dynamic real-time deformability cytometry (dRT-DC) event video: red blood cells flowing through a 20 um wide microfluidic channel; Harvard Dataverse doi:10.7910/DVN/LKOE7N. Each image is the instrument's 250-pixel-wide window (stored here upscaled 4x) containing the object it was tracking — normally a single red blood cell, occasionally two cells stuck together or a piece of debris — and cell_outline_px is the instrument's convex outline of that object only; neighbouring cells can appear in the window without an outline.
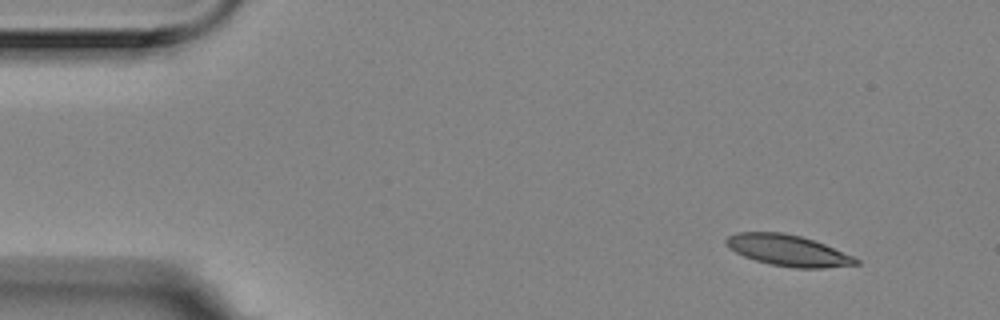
{"species": "Egyptian fruit bat (a non-hibernating species)", "species_latin": "Rousettus aegyptiacus", "temperature_condition": "room temperature", "stored_images_in_passage": 5, "camera_frame_rate_fps": 3000, "um_per_image_px": 0.085, "animal": {"sex": "female"}, "frame": {"image": 1, "passage_image": 1, "time_ms": 0.0, "image_size_px": [1000, 320], "cell_outline_px": [[860, 264], [824, 268], [796, 268], [772, 264], [756, 260], [744, 256], [728, 248], [724, 240], [728, 236], [736, 232], [784, 232], [800, 236], [824, 244], [852, 256], [860, 260]], "centroid_in_image_um": [66.96, 21.28], "position_along_channel_um": 18.0, "area_um2": 23.35}}